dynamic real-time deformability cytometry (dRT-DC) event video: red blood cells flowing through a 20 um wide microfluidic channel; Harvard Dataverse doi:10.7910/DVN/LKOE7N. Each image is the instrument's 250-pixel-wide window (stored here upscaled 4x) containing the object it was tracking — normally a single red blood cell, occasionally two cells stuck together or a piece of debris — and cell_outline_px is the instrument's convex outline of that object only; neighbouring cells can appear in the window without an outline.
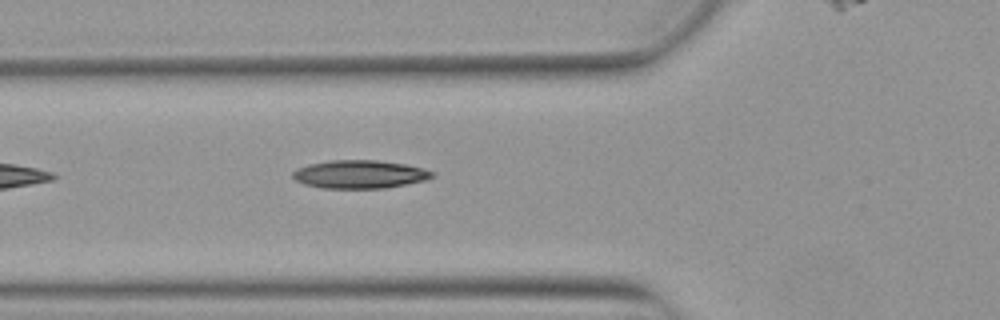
{"species": "Egyptian fruit bat (a non-hibernating species)", "species_latin": "Rousettus aegyptiacus", "temperature_condition": "warm", "stored_images_in_passage": 14, "camera_frame_rate_fps": 3000, "um_per_image_px": 0.085, "animal": {"sex": "female"}, "frame": {"image": 1, "passage_image": 5, "time_ms": 1.333, "image_size_px": [1000, 320], "cell_outline_px": [[436, 176], [424, 180], [384, 188], [324, 188], [304, 184], [296, 180], [292, 176], [292, 172], [296, 168], [308, 164], [328, 160], [376, 160], [404, 164], [424, 168], [436, 172]], "centroid_in_image_um": [30.57, 14.8], "position_along_channel_um": 95.2, "area_um2": 22.95}}
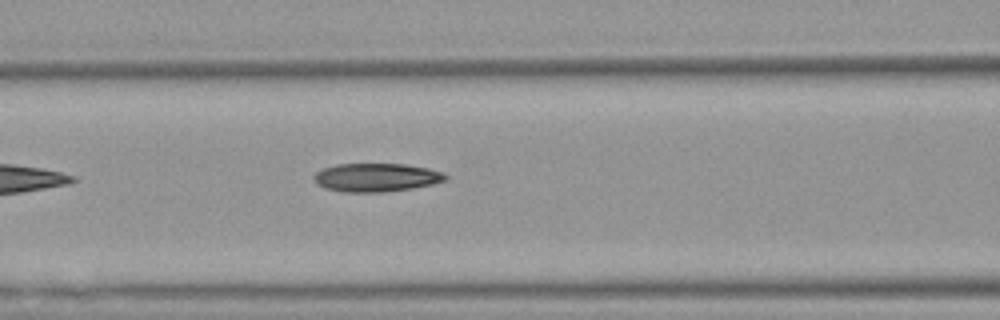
{"frame": {"image": 2, "passage_image": 8, "time_ms": 2.333, "image_size_px": [1000, 320], "cell_outline_px": [[448, 176], [444, 180], [432, 184], [412, 188], [384, 192], [344, 192], [324, 188], [316, 184], [312, 180], [312, 176], [316, 172], [324, 168], [336, 164], [404, 164], [428, 168], [444, 172]], "centroid_in_image_um": [31.94, 15.08], "position_along_channel_um": 134.7, "area_um2": 21.91}}
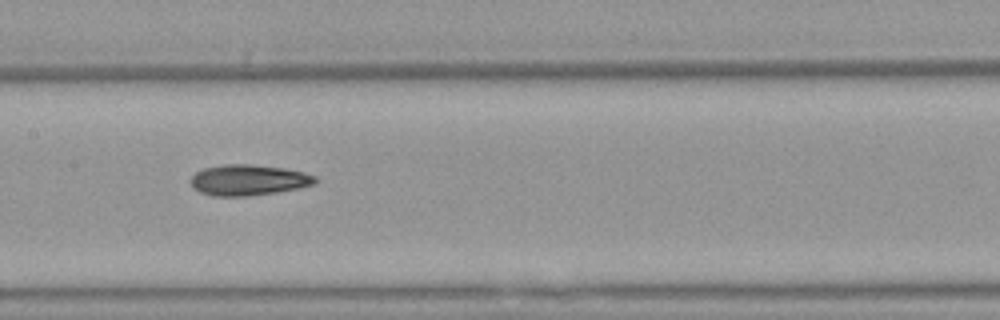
{"frame": {"image": 3, "passage_image": 12, "time_ms": 3.667, "image_size_px": [1000, 320], "cell_outline_px": [[320, 180], [316, 184], [300, 188], [276, 192], [248, 196], [212, 196], [200, 192], [192, 188], [188, 180], [196, 172], [204, 168], [224, 164], [248, 164], [284, 168], [304, 172], [316, 176]], "centroid_in_image_um": [21.12, 15.31], "position_along_channel_um": 186.3, "area_um2": 22.66}}